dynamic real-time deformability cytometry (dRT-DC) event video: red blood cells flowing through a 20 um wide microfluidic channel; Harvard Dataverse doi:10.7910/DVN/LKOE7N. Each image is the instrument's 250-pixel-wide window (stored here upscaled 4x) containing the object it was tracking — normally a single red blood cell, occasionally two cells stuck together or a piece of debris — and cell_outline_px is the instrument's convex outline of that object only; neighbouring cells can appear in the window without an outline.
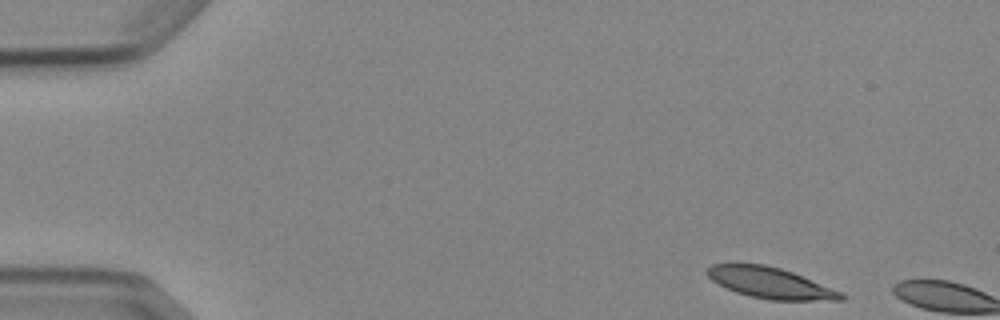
{"species": "Egyptian fruit bat (a non-hibernating species)", "species_latin": "Rousettus aegyptiacus", "temperature_condition": "cold", "stored_images_in_passage": 2, "camera_frame_rate_fps": 3000, "um_per_image_px": 0.085, "animal": {"sex": "female"}, "frame": {"image": 1, "passage_image": 1, "time_ms": 0.0, "image_size_px": [1000, 320], "cell_outline_px": [[844, 300], [772, 300], [752, 296], [736, 292], [712, 280], [704, 272], [712, 264], [764, 264], [780, 268], [792, 272], [840, 292], [844, 296]], "centroid_in_image_um": [65.44, 24.04], "position_along_channel_um": 19.6, "area_um2": 23.52}}